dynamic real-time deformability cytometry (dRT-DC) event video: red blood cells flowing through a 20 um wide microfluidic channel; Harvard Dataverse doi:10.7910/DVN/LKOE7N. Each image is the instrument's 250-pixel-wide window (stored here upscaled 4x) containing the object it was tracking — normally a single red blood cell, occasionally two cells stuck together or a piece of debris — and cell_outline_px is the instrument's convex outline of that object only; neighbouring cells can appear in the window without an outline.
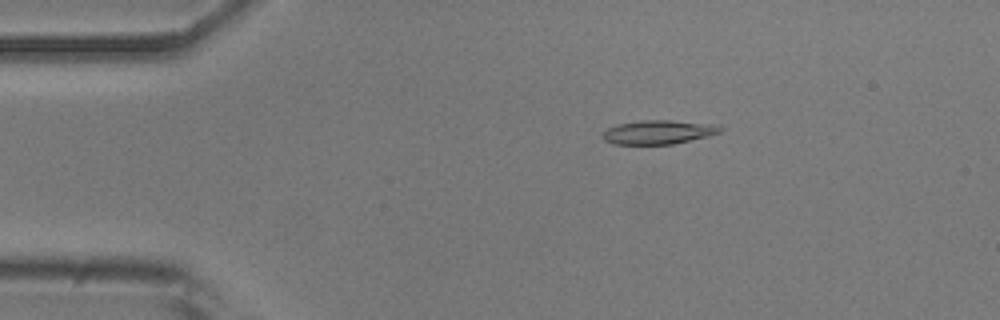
{"species": "common noctule bat (a hibernating species)", "species_latin": "Nyctalus noctula", "temperature_condition": "room temperature", "stored_images_in_passage": 46, "camera_frame_rate_fps": 3000, "um_per_image_px": 0.085, "animal": {"sex": "male", "body_mass_g": 20.5, "forearm_length_mm": 52.5}, "frame": {"image": 1, "passage_image": 2, "time_ms": 0.333, "image_size_px": [1000, 320], "cell_outline_px": [[724, 128], [720, 132], [672, 144], [612, 144], [604, 140], [600, 136], [608, 128], [620, 124], [640, 120], [668, 120], [716, 124]], "centroid_in_image_um": [55.93, 11.22], "position_along_channel_um": 29.1, "area_um2": 16.18}}
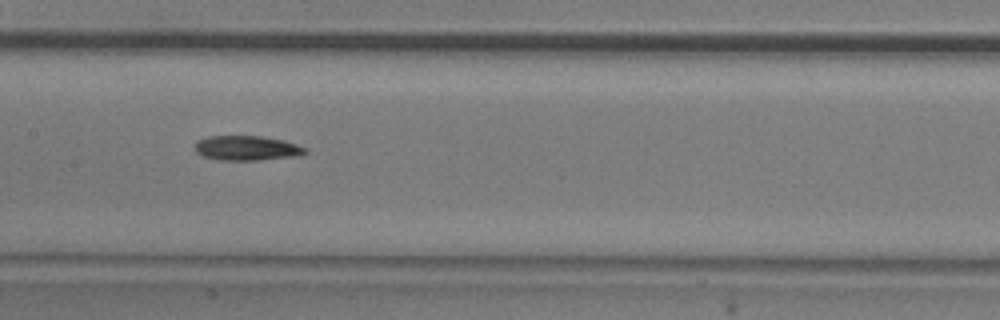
{"frame": {"image": 2, "passage_image": 19, "time_ms": 6.0, "image_size_px": [1000, 320], "cell_outline_px": [[308, 152], [300, 156], [260, 160], [216, 160], [204, 156], [196, 152], [196, 140], [208, 136], [260, 136], [284, 140], [308, 148]], "centroid_in_image_um": [21.02, 12.59], "position_along_channel_um": 186.4, "area_um2": 16.07}}
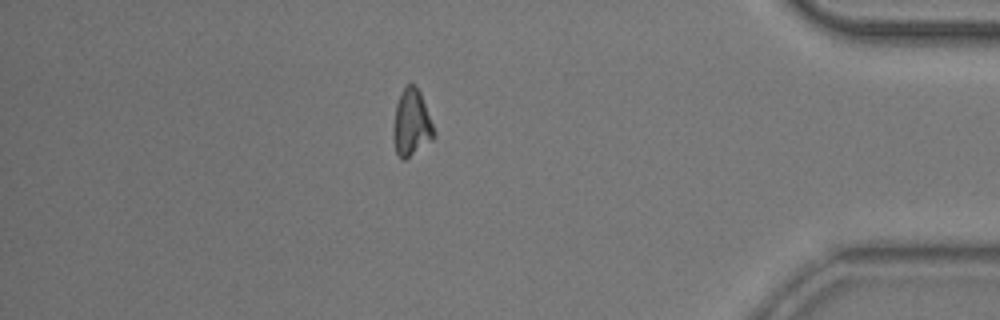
{"frame": {"image": 3, "passage_image": 39, "time_ms": 12.667, "image_size_px": [1000, 320], "cell_outline_px": [[436, 136], [432, 140], [404, 160], [400, 160], [396, 152], [392, 140], [392, 128], [396, 104], [400, 92], [408, 84], [412, 84], [420, 92], [436, 132]], "centroid_in_image_um": [34.95, 10.48], "position_along_channel_um": 400.2, "area_um2": 15.95}, "authors_computed_cell_mechanics": {"area_um2": 15.895, "velocity_mm_per_s": 3.7755, "shape_relaxation_time_tau1_ms": 4.0717, "shape_relaxation_time_tau2_ms": null, "deformation_change_tau1": 0.1296, "deformation_change_tau2": null}}